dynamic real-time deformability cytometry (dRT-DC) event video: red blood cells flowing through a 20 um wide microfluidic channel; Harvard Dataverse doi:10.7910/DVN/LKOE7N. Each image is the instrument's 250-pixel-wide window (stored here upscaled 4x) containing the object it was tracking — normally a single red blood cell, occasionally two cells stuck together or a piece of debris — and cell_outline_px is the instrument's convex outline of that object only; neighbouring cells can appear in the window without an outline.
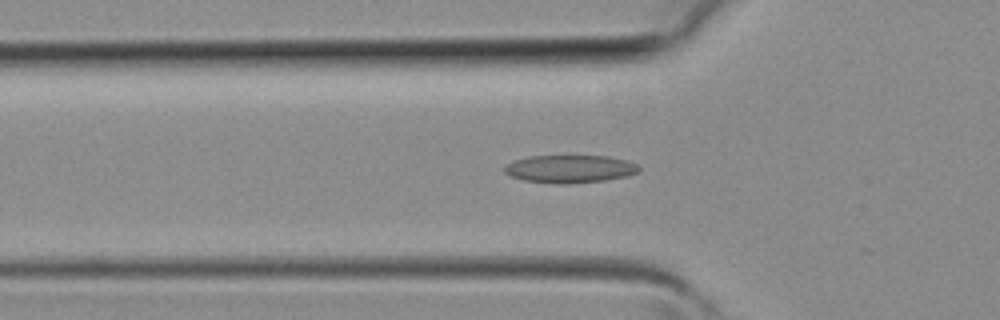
{"species": "common noctule bat (a hibernating species)", "species_latin": "Nyctalus noctula", "temperature_condition": "room temperature", "stored_images_in_passage": 13, "camera_frame_rate_fps": 3000, "um_per_image_px": 0.085, "animal": {"sex": "female", "body_mass_g": 19.3, "forearm_length_mm": 54.1}, "frame": {"image": 1, "passage_image": 9, "time_ms": 2.667, "image_size_px": [1000, 320], "cell_outline_px": [[640, 168], [636, 172], [628, 176], [604, 180], [568, 184], [556, 184], [524, 180], [512, 176], [504, 172], [504, 168], [512, 160], [528, 156], [608, 156], [624, 160], [636, 164]], "centroid_in_image_um": [48.41, 14.36], "position_along_channel_um": 77.4, "area_um2": 21.68}}
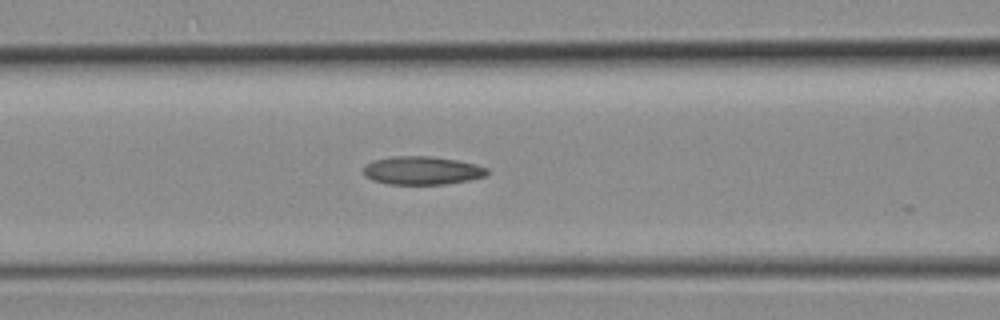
{"frame": {"image": 2, "passage_image": 12, "time_ms": 3.667, "image_size_px": [1000, 320], "cell_outline_px": [[488, 176], [468, 180], [444, 184], [388, 184], [372, 180], [364, 176], [364, 168], [372, 160], [392, 156], [432, 156], [456, 160], [476, 164], [488, 168]], "centroid_in_image_um": [35.89, 14.49], "position_along_channel_um": 130.7, "area_um2": 20.46}}